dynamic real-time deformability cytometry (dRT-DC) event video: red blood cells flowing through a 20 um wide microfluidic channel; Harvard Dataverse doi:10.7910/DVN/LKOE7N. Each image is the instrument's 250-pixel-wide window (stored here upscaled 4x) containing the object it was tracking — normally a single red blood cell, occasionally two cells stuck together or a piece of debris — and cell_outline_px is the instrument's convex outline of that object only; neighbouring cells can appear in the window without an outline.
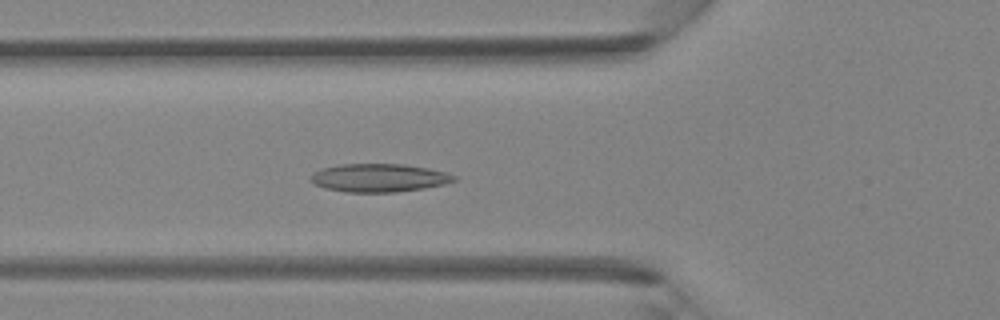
{"species": "Egyptian fruit bat (a non-hibernating species)", "species_latin": "Rousettus aegyptiacus", "temperature_condition": "room temperature", "stored_images_in_passage": 41, "camera_frame_rate_fps": 3000, "um_per_image_px": 0.085, "animal": {"sex": "female"}, "frame": {"image": 1, "passage_image": 13, "time_ms": 4.0, "image_size_px": [1000, 320], "cell_outline_px": [[456, 180], [444, 184], [424, 188], [396, 192], [348, 192], [324, 188], [312, 184], [308, 180], [312, 172], [324, 168], [340, 164], [404, 164], [428, 168], [444, 172], [456, 176]], "centroid_in_image_um": [32.16, 15.12], "position_along_channel_um": 93.6, "area_um2": 23.64}}
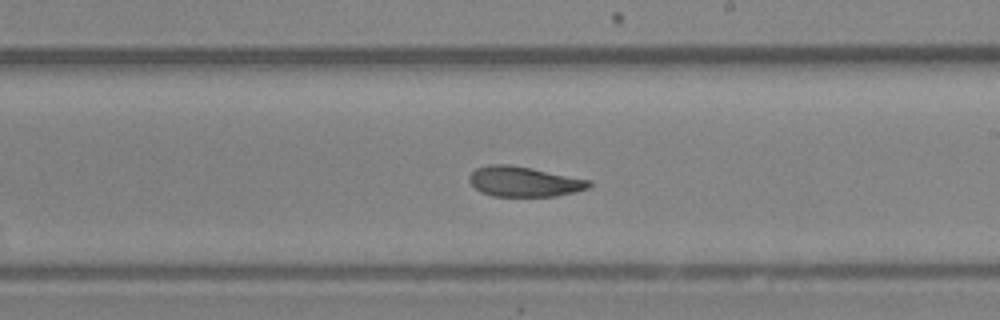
{"frame": {"image": 2, "passage_image": 23, "time_ms": 7.333, "image_size_px": [1000, 320], "cell_outline_px": [[592, 184], [588, 188], [556, 196], [492, 196], [480, 192], [468, 180], [468, 176], [476, 168], [492, 164], [508, 164], [532, 168], [592, 180]], "centroid_in_image_um": [44.53, 15.43], "position_along_channel_um": 244.5, "area_um2": 21.04}}
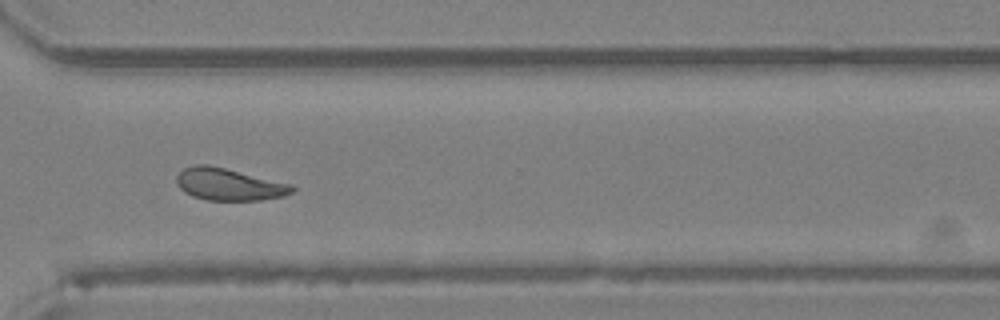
{"frame": {"image": 3, "passage_image": 30, "time_ms": 9.667, "image_size_px": [1000, 320], "cell_outline_px": [[296, 188], [292, 192], [284, 196], [260, 200], [208, 200], [192, 196], [184, 192], [176, 184], [176, 176], [184, 168], [196, 164], [208, 164], [292, 184]], "centroid_in_image_um": [19.45, 15.67], "position_along_channel_um": 351.2, "area_um2": 21.62}}